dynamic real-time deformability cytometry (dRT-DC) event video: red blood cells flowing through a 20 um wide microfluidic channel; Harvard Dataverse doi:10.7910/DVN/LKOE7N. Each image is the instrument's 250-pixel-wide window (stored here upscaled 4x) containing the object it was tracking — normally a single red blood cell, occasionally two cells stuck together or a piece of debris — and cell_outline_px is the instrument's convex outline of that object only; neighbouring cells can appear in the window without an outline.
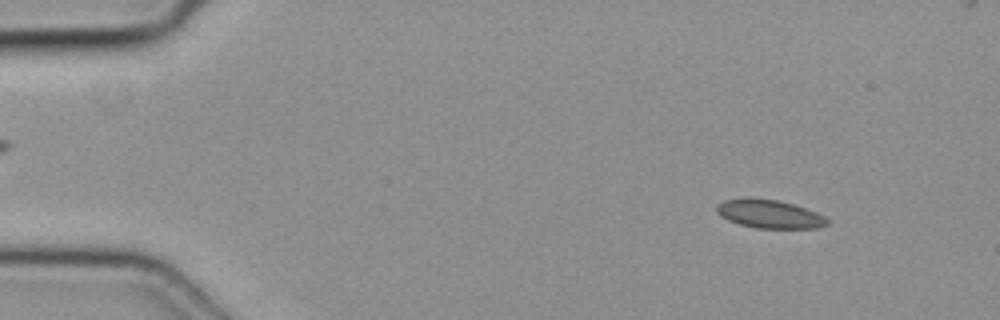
{"species": "common noctule bat (a hibernating species)", "species_latin": "Nyctalus noctula", "temperature_condition": "cold", "stored_images_in_passage": 52, "camera_frame_rate_fps": 3000, "um_per_image_px": 0.085, "animal": {"sex": "female", "body_mass_g": 19.3, "forearm_length_mm": 54.1}, "frame": {"image": 1, "passage_image": 6, "time_ms": 1.667, "image_size_px": [1000, 320], "cell_outline_px": [[828, 224], [816, 228], [756, 228], [740, 224], [728, 220], [720, 216], [716, 212], [716, 204], [724, 200], [776, 200], [792, 204], [816, 212], [824, 216], [828, 220]], "centroid_in_image_um": [65.41, 18.22], "position_along_channel_um": 19.6, "area_um2": 17.69}}
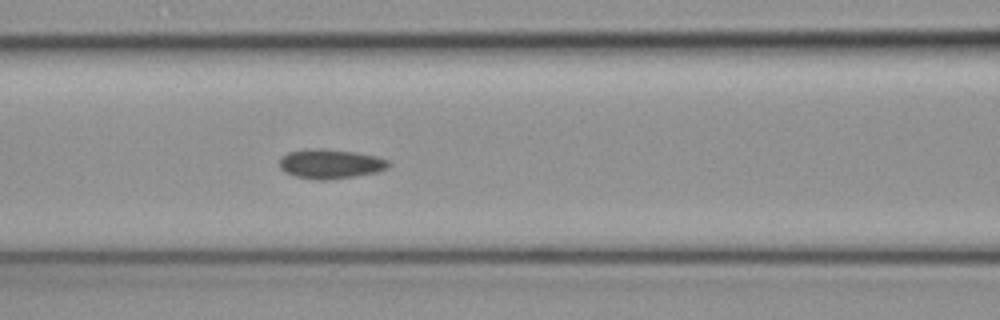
{"frame": {"image": 2, "passage_image": 22, "time_ms": 7.0, "image_size_px": [1000, 320], "cell_outline_px": [[392, 164], [388, 168], [376, 172], [352, 176], [324, 180], [312, 180], [296, 176], [284, 172], [280, 168], [280, 160], [288, 152], [308, 148], [320, 148], [352, 152], [376, 156], [388, 160]], "centroid_in_image_um": [28.07, 13.93], "position_along_channel_um": 138.5, "area_um2": 18.61}}
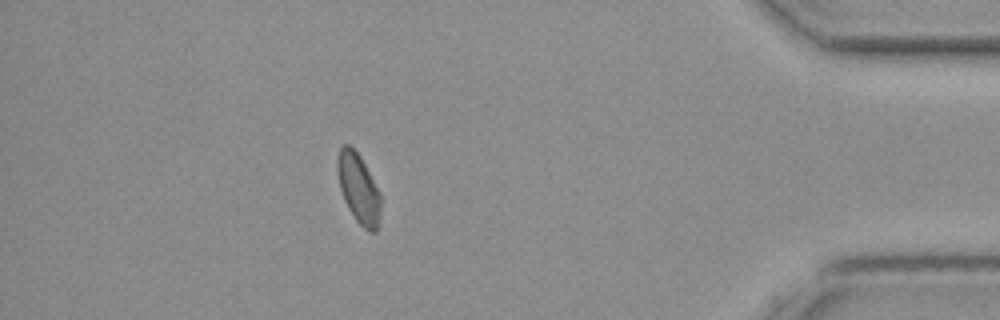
{"frame": {"image": 3, "passage_image": 45, "time_ms": 14.667, "image_size_px": [1000, 320], "cell_outline_px": [[380, 220], [376, 232], [368, 232], [356, 220], [348, 208], [344, 200], [340, 188], [336, 168], [336, 160], [340, 148], [344, 144], [348, 144], [360, 156], [380, 192]], "centroid_in_image_um": [30.47, 16.03], "position_along_channel_um": 404.7, "area_um2": 17.57}}